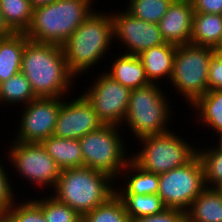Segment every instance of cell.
Listing matches in <instances>:
<instances>
[{
  "mask_svg": "<svg viewBox=\"0 0 222 222\" xmlns=\"http://www.w3.org/2000/svg\"><path fill=\"white\" fill-rule=\"evenodd\" d=\"M21 72L37 97H65L76 80L67 66L61 45L32 40L25 45Z\"/></svg>",
  "mask_w": 222,
  "mask_h": 222,
  "instance_id": "6da1fadb",
  "label": "cell"
},
{
  "mask_svg": "<svg viewBox=\"0 0 222 222\" xmlns=\"http://www.w3.org/2000/svg\"><path fill=\"white\" fill-rule=\"evenodd\" d=\"M112 41H116L112 14L94 9L62 45L70 72L78 78L81 73L94 69L93 65L105 58Z\"/></svg>",
  "mask_w": 222,
  "mask_h": 222,
  "instance_id": "7a4b0ae2",
  "label": "cell"
},
{
  "mask_svg": "<svg viewBox=\"0 0 222 222\" xmlns=\"http://www.w3.org/2000/svg\"><path fill=\"white\" fill-rule=\"evenodd\" d=\"M107 173L85 166L61 171L52 192L59 202L68 205L81 216L106 202L115 194V182ZM113 184V185H112Z\"/></svg>",
  "mask_w": 222,
  "mask_h": 222,
  "instance_id": "3957f363",
  "label": "cell"
},
{
  "mask_svg": "<svg viewBox=\"0 0 222 222\" xmlns=\"http://www.w3.org/2000/svg\"><path fill=\"white\" fill-rule=\"evenodd\" d=\"M93 0H55L33 9L26 36L37 43L63 45L93 12Z\"/></svg>",
  "mask_w": 222,
  "mask_h": 222,
  "instance_id": "277c9868",
  "label": "cell"
},
{
  "mask_svg": "<svg viewBox=\"0 0 222 222\" xmlns=\"http://www.w3.org/2000/svg\"><path fill=\"white\" fill-rule=\"evenodd\" d=\"M160 87L159 84L149 83L131 90L123 123L128 125V129L137 140L171 130L167 127L170 125L168 121H172L173 110L169 105L171 102L167 100V94Z\"/></svg>",
  "mask_w": 222,
  "mask_h": 222,
  "instance_id": "5b68a950",
  "label": "cell"
},
{
  "mask_svg": "<svg viewBox=\"0 0 222 222\" xmlns=\"http://www.w3.org/2000/svg\"><path fill=\"white\" fill-rule=\"evenodd\" d=\"M120 127L103 125L78 139L83 166L107 173L116 180V184L119 182V174L131 159L130 155H126L128 150Z\"/></svg>",
  "mask_w": 222,
  "mask_h": 222,
  "instance_id": "8992f818",
  "label": "cell"
},
{
  "mask_svg": "<svg viewBox=\"0 0 222 222\" xmlns=\"http://www.w3.org/2000/svg\"><path fill=\"white\" fill-rule=\"evenodd\" d=\"M175 132L170 130L139 139L143 146L135 155L132 153L131 159L145 171L158 175L185 165L197 154V148Z\"/></svg>",
  "mask_w": 222,
  "mask_h": 222,
  "instance_id": "52a82bcc",
  "label": "cell"
},
{
  "mask_svg": "<svg viewBox=\"0 0 222 222\" xmlns=\"http://www.w3.org/2000/svg\"><path fill=\"white\" fill-rule=\"evenodd\" d=\"M214 51L191 43L176 48L170 82L188 106L208 91L209 60Z\"/></svg>",
  "mask_w": 222,
  "mask_h": 222,
  "instance_id": "ba28073f",
  "label": "cell"
},
{
  "mask_svg": "<svg viewBox=\"0 0 222 222\" xmlns=\"http://www.w3.org/2000/svg\"><path fill=\"white\" fill-rule=\"evenodd\" d=\"M205 188L204 168L197 154L185 165L159 175L158 195L166 208L186 212Z\"/></svg>",
  "mask_w": 222,
  "mask_h": 222,
  "instance_id": "9c48e42d",
  "label": "cell"
},
{
  "mask_svg": "<svg viewBox=\"0 0 222 222\" xmlns=\"http://www.w3.org/2000/svg\"><path fill=\"white\" fill-rule=\"evenodd\" d=\"M11 141L12 145L6 153L19 176L27 179L25 181L29 183L32 181L30 184L36 185L37 189H43L45 186L54 189L62 170L49 156L42 143Z\"/></svg>",
  "mask_w": 222,
  "mask_h": 222,
  "instance_id": "30bf717a",
  "label": "cell"
},
{
  "mask_svg": "<svg viewBox=\"0 0 222 222\" xmlns=\"http://www.w3.org/2000/svg\"><path fill=\"white\" fill-rule=\"evenodd\" d=\"M82 94L92 105L104 125H122L130 99L131 89L101 72Z\"/></svg>",
  "mask_w": 222,
  "mask_h": 222,
  "instance_id": "8fae6325",
  "label": "cell"
},
{
  "mask_svg": "<svg viewBox=\"0 0 222 222\" xmlns=\"http://www.w3.org/2000/svg\"><path fill=\"white\" fill-rule=\"evenodd\" d=\"M64 97H37L22 106L19 129L13 140L23 143H41L54 134L59 109Z\"/></svg>",
  "mask_w": 222,
  "mask_h": 222,
  "instance_id": "7c38bea8",
  "label": "cell"
},
{
  "mask_svg": "<svg viewBox=\"0 0 222 222\" xmlns=\"http://www.w3.org/2000/svg\"><path fill=\"white\" fill-rule=\"evenodd\" d=\"M111 14L114 38L126 47L124 54L138 56L151 47L165 43L158 24L137 19L125 9Z\"/></svg>",
  "mask_w": 222,
  "mask_h": 222,
  "instance_id": "4fadbf2b",
  "label": "cell"
},
{
  "mask_svg": "<svg viewBox=\"0 0 222 222\" xmlns=\"http://www.w3.org/2000/svg\"><path fill=\"white\" fill-rule=\"evenodd\" d=\"M59 109L54 136L65 139H79L87 133L101 128L104 124L99 119L92 105L81 94L65 101Z\"/></svg>",
  "mask_w": 222,
  "mask_h": 222,
  "instance_id": "5bb4252c",
  "label": "cell"
},
{
  "mask_svg": "<svg viewBox=\"0 0 222 222\" xmlns=\"http://www.w3.org/2000/svg\"><path fill=\"white\" fill-rule=\"evenodd\" d=\"M193 16L191 0H173L158 23L165 42L176 46L190 43Z\"/></svg>",
  "mask_w": 222,
  "mask_h": 222,
  "instance_id": "9a60e30c",
  "label": "cell"
},
{
  "mask_svg": "<svg viewBox=\"0 0 222 222\" xmlns=\"http://www.w3.org/2000/svg\"><path fill=\"white\" fill-rule=\"evenodd\" d=\"M176 48V45L165 42L138 55L150 83L160 84L161 82L158 83V81L162 78L170 81Z\"/></svg>",
  "mask_w": 222,
  "mask_h": 222,
  "instance_id": "2e32d148",
  "label": "cell"
},
{
  "mask_svg": "<svg viewBox=\"0 0 222 222\" xmlns=\"http://www.w3.org/2000/svg\"><path fill=\"white\" fill-rule=\"evenodd\" d=\"M117 56L119 57L114 58V62H109L112 65L111 68L108 67L109 71L104 70L107 75L131 90L150 83L138 56L124 53Z\"/></svg>",
  "mask_w": 222,
  "mask_h": 222,
  "instance_id": "e0dca14e",
  "label": "cell"
},
{
  "mask_svg": "<svg viewBox=\"0 0 222 222\" xmlns=\"http://www.w3.org/2000/svg\"><path fill=\"white\" fill-rule=\"evenodd\" d=\"M120 175L123 176L124 185L115 187L116 194H158L159 175L145 171L132 159L129 160Z\"/></svg>",
  "mask_w": 222,
  "mask_h": 222,
  "instance_id": "ac0fdd59",
  "label": "cell"
},
{
  "mask_svg": "<svg viewBox=\"0 0 222 222\" xmlns=\"http://www.w3.org/2000/svg\"><path fill=\"white\" fill-rule=\"evenodd\" d=\"M222 40V15L194 12L190 43L216 49Z\"/></svg>",
  "mask_w": 222,
  "mask_h": 222,
  "instance_id": "d6986e66",
  "label": "cell"
},
{
  "mask_svg": "<svg viewBox=\"0 0 222 222\" xmlns=\"http://www.w3.org/2000/svg\"><path fill=\"white\" fill-rule=\"evenodd\" d=\"M186 222H222V196L206 187L185 212Z\"/></svg>",
  "mask_w": 222,
  "mask_h": 222,
  "instance_id": "ffe728a7",
  "label": "cell"
},
{
  "mask_svg": "<svg viewBox=\"0 0 222 222\" xmlns=\"http://www.w3.org/2000/svg\"><path fill=\"white\" fill-rule=\"evenodd\" d=\"M28 41L25 33L0 39V83L21 71L22 54Z\"/></svg>",
  "mask_w": 222,
  "mask_h": 222,
  "instance_id": "44dd1931",
  "label": "cell"
},
{
  "mask_svg": "<svg viewBox=\"0 0 222 222\" xmlns=\"http://www.w3.org/2000/svg\"><path fill=\"white\" fill-rule=\"evenodd\" d=\"M41 143L61 170L83 166L81 145L78 139H65L51 135Z\"/></svg>",
  "mask_w": 222,
  "mask_h": 222,
  "instance_id": "7402d4cb",
  "label": "cell"
},
{
  "mask_svg": "<svg viewBox=\"0 0 222 222\" xmlns=\"http://www.w3.org/2000/svg\"><path fill=\"white\" fill-rule=\"evenodd\" d=\"M191 107L197 111L196 122L214 130L216 136L222 133V90H208Z\"/></svg>",
  "mask_w": 222,
  "mask_h": 222,
  "instance_id": "603a6c76",
  "label": "cell"
},
{
  "mask_svg": "<svg viewBox=\"0 0 222 222\" xmlns=\"http://www.w3.org/2000/svg\"><path fill=\"white\" fill-rule=\"evenodd\" d=\"M35 98L37 96L21 71L0 83V104L5 105L6 103L7 106L21 104L24 106Z\"/></svg>",
  "mask_w": 222,
  "mask_h": 222,
  "instance_id": "cb8c5ba5",
  "label": "cell"
},
{
  "mask_svg": "<svg viewBox=\"0 0 222 222\" xmlns=\"http://www.w3.org/2000/svg\"><path fill=\"white\" fill-rule=\"evenodd\" d=\"M0 11L15 33H26L33 18L30 0H0Z\"/></svg>",
  "mask_w": 222,
  "mask_h": 222,
  "instance_id": "d4e9b609",
  "label": "cell"
},
{
  "mask_svg": "<svg viewBox=\"0 0 222 222\" xmlns=\"http://www.w3.org/2000/svg\"><path fill=\"white\" fill-rule=\"evenodd\" d=\"M131 220L156 215L166 209L158 194H117Z\"/></svg>",
  "mask_w": 222,
  "mask_h": 222,
  "instance_id": "484cf974",
  "label": "cell"
},
{
  "mask_svg": "<svg viewBox=\"0 0 222 222\" xmlns=\"http://www.w3.org/2000/svg\"><path fill=\"white\" fill-rule=\"evenodd\" d=\"M82 222H131L121 199L115 193L106 202L82 216Z\"/></svg>",
  "mask_w": 222,
  "mask_h": 222,
  "instance_id": "4316f807",
  "label": "cell"
},
{
  "mask_svg": "<svg viewBox=\"0 0 222 222\" xmlns=\"http://www.w3.org/2000/svg\"><path fill=\"white\" fill-rule=\"evenodd\" d=\"M173 0H129L125 10L137 19L158 24Z\"/></svg>",
  "mask_w": 222,
  "mask_h": 222,
  "instance_id": "83f0119b",
  "label": "cell"
},
{
  "mask_svg": "<svg viewBox=\"0 0 222 222\" xmlns=\"http://www.w3.org/2000/svg\"><path fill=\"white\" fill-rule=\"evenodd\" d=\"M212 148H197L199 156L204 168V182L206 187L214 188L222 182V150L216 145Z\"/></svg>",
  "mask_w": 222,
  "mask_h": 222,
  "instance_id": "f1b7e54d",
  "label": "cell"
},
{
  "mask_svg": "<svg viewBox=\"0 0 222 222\" xmlns=\"http://www.w3.org/2000/svg\"><path fill=\"white\" fill-rule=\"evenodd\" d=\"M41 199V210L46 222H82V216L52 195Z\"/></svg>",
  "mask_w": 222,
  "mask_h": 222,
  "instance_id": "f546056e",
  "label": "cell"
},
{
  "mask_svg": "<svg viewBox=\"0 0 222 222\" xmlns=\"http://www.w3.org/2000/svg\"><path fill=\"white\" fill-rule=\"evenodd\" d=\"M39 199V200H38ZM25 201L18 200L17 203L7 210L10 222H46L41 210V199L31 198Z\"/></svg>",
  "mask_w": 222,
  "mask_h": 222,
  "instance_id": "4dcf8cb0",
  "label": "cell"
},
{
  "mask_svg": "<svg viewBox=\"0 0 222 222\" xmlns=\"http://www.w3.org/2000/svg\"><path fill=\"white\" fill-rule=\"evenodd\" d=\"M8 174L4 165L0 162V211L11 209L14 203H16L15 201L18 200V195L14 192V187L11 188L12 179L9 180Z\"/></svg>",
  "mask_w": 222,
  "mask_h": 222,
  "instance_id": "1f68e13d",
  "label": "cell"
},
{
  "mask_svg": "<svg viewBox=\"0 0 222 222\" xmlns=\"http://www.w3.org/2000/svg\"><path fill=\"white\" fill-rule=\"evenodd\" d=\"M208 69V90H222V50L215 49Z\"/></svg>",
  "mask_w": 222,
  "mask_h": 222,
  "instance_id": "d6a6232c",
  "label": "cell"
},
{
  "mask_svg": "<svg viewBox=\"0 0 222 222\" xmlns=\"http://www.w3.org/2000/svg\"><path fill=\"white\" fill-rule=\"evenodd\" d=\"M131 222H186V218L184 211L166 208L156 215L136 218Z\"/></svg>",
  "mask_w": 222,
  "mask_h": 222,
  "instance_id": "836d02e7",
  "label": "cell"
},
{
  "mask_svg": "<svg viewBox=\"0 0 222 222\" xmlns=\"http://www.w3.org/2000/svg\"><path fill=\"white\" fill-rule=\"evenodd\" d=\"M194 12L222 15V0H191Z\"/></svg>",
  "mask_w": 222,
  "mask_h": 222,
  "instance_id": "e575fe53",
  "label": "cell"
},
{
  "mask_svg": "<svg viewBox=\"0 0 222 222\" xmlns=\"http://www.w3.org/2000/svg\"><path fill=\"white\" fill-rule=\"evenodd\" d=\"M14 33L0 11V39L12 36Z\"/></svg>",
  "mask_w": 222,
  "mask_h": 222,
  "instance_id": "d590c367",
  "label": "cell"
},
{
  "mask_svg": "<svg viewBox=\"0 0 222 222\" xmlns=\"http://www.w3.org/2000/svg\"><path fill=\"white\" fill-rule=\"evenodd\" d=\"M55 0H30L33 9L50 4Z\"/></svg>",
  "mask_w": 222,
  "mask_h": 222,
  "instance_id": "8d00e7d4",
  "label": "cell"
},
{
  "mask_svg": "<svg viewBox=\"0 0 222 222\" xmlns=\"http://www.w3.org/2000/svg\"><path fill=\"white\" fill-rule=\"evenodd\" d=\"M0 222H10L8 213L6 211H0Z\"/></svg>",
  "mask_w": 222,
  "mask_h": 222,
  "instance_id": "74e56055",
  "label": "cell"
},
{
  "mask_svg": "<svg viewBox=\"0 0 222 222\" xmlns=\"http://www.w3.org/2000/svg\"><path fill=\"white\" fill-rule=\"evenodd\" d=\"M218 139H217V144L216 142L214 143V145H216L220 150H222V133L218 134Z\"/></svg>",
  "mask_w": 222,
  "mask_h": 222,
  "instance_id": "f35d334b",
  "label": "cell"
},
{
  "mask_svg": "<svg viewBox=\"0 0 222 222\" xmlns=\"http://www.w3.org/2000/svg\"><path fill=\"white\" fill-rule=\"evenodd\" d=\"M214 189L222 196V182L217 184Z\"/></svg>",
  "mask_w": 222,
  "mask_h": 222,
  "instance_id": "ab89813d",
  "label": "cell"
},
{
  "mask_svg": "<svg viewBox=\"0 0 222 222\" xmlns=\"http://www.w3.org/2000/svg\"><path fill=\"white\" fill-rule=\"evenodd\" d=\"M216 49L222 50V40L220 42V45Z\"/></svg>",
  "mask_w": 222,
  "mask_h": 222,
  "instance_id": "60d3db41",
  "label": "cell"
}]
</instances>
